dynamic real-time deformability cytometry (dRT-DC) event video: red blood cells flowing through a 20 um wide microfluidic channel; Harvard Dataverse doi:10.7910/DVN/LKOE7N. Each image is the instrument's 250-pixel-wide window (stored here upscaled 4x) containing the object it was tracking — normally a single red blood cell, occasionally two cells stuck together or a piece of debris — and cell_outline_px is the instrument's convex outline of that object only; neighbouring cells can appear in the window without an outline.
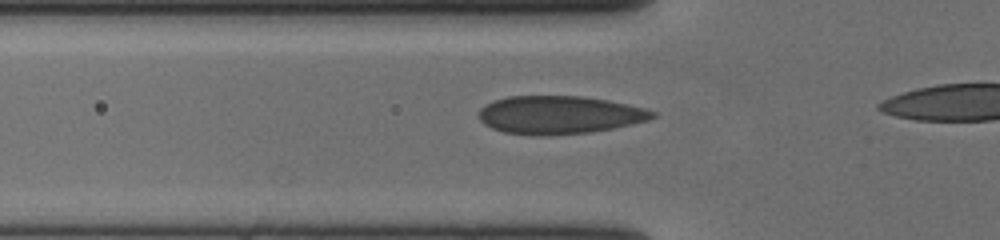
{"species": "human", "species_latin": "Homo sapiens", "temperature_condition": "cold", "stored_images_in_passage": 9, "camera_frame_rate_fps": 3000, "um_per_image_px": 0.085, "donor": {"sex": "female"}, "frame": {"image": 1, "passage_image": 3, "time_ms": 0.667, "image_size_px": [1000, 240], "cell_outline_px": [[656, 116], [648, 120], [632, 124], [592, 132], [544, 136], [532, 136], [504, 132], [492, 128], [484, 124], [480, 120], [480, 108], [492, 100], [508, 96], [580, 96], [608, 100], [644, 108], [656, 112]], "centroid_in_image_um": [47.52, 9.77], "position_along_channel_um": 78.3, "area_um2": 38.67}}
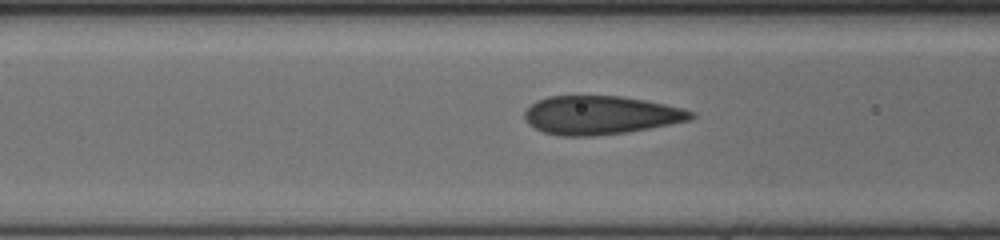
{"frame": {"image": 2, "passage_image": 6, "time_ms": 1.667, "image_size_px": [1000, 240], "cell_outline_px": [[696, 116], [692, 120], [628, 132], [592, 136], [560, 136], [544, 132], [528, 124], [524, 116], [524, 112], [536, 100], [548, 96], [620, 96], [644, 100], [684, 108], [696, 112]], "centroid_in_image_um": [51.08, 9.79], "position_along_channel_um": 115.5, "area_um2": 37.51}}